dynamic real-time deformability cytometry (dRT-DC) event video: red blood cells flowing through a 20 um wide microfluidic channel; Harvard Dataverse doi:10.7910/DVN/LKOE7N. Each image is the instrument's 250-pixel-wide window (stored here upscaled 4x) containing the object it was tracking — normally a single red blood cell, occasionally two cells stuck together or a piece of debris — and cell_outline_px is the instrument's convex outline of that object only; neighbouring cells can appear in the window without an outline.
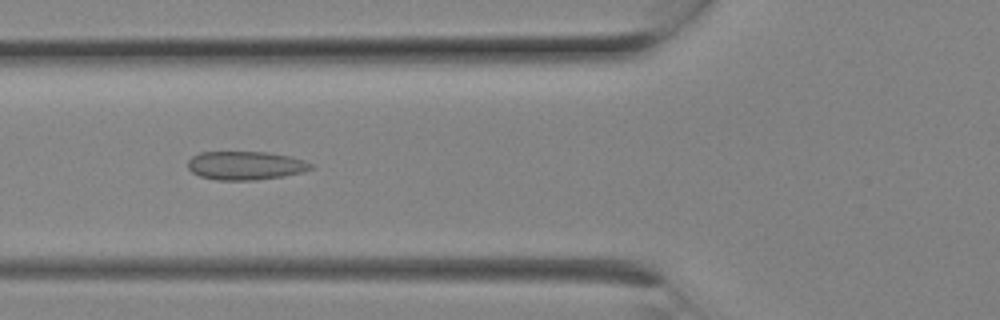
{"species": "Egyptian fruit bat (a non-hibernating species)", "species_latin": "Rousettus aegyptiacus", "temperature_condition": "room temperature", "stored_images_in_passage": 7, "camera_frame_rate_fps": 3000, "um_per_image_px": 0.085, "animal": {"sex": "female"}, "frame": {"image": 1, "passage_image": 6, "time_ms": 1.667, "image_size_px": [1000, 320], "cell_outline_px": [[312, 168], [300, 172], [284, 176], [252, 180], [216, 180], [200, 176], [192, 172], [188, 168], [188, 160], [192, 156], [200, 152], [268, 152], [292, 156], [304, 160], [312, 164]], "centroid_in_image_um": [20.85, 14.06], "position_along_channel_um": 105.0, "area_um2": 20.46}}
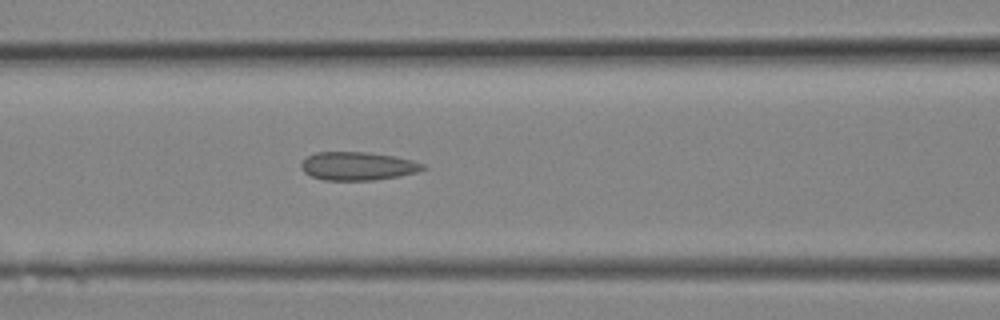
{"frame": {"image": 2, "passage_image": 7, "time_ms": 2.0, "image_size_px": [1000, 320], "cell_outline_px": [[428, 168], [416, 172], [396, 176], [372, 180], [324, 180], [312, 176], [304, 172], [300, 168], [300, 164], [308, 156], [316, 152], [364, 152], [392, 156], [412, 160], [424, 164]], "centroid_in_image_um": [30.38, 14.11], "position_along_channel_um": 136.2, "area_um2": 19.88}}